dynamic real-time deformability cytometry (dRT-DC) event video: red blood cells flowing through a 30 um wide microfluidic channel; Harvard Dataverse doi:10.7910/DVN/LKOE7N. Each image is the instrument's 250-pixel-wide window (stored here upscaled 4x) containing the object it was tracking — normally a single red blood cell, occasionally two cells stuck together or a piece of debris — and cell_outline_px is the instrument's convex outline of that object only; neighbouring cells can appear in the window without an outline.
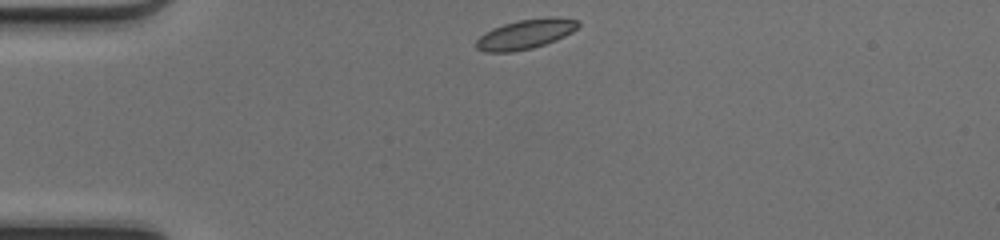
{"species": "common noctule bat (a hibernating species)", "species_latin": "Nyctalus noctula", "temperature_condition": "cold", "stored_images_in_passage": 39, "camera_frame_rate_fps": 3000, "um_per_image_px": 0.085, "animal": {"sex": "female", "body_mass_g": 17.0, "forearm_length_mm": 48.0}, "frame": {"image": 1, "passage_image": 1, "time_ms": 0.0, "image_size_px": [1000, 240], "cell_outline_px": [[580, 24], [572, 32], [556, 40], [532, 48], [512, 52], [484, 52], [476, 48], [476, 40], [484, 32], [492, 28], [504, 24], [520, 20], [552, 16], [556, 16], [580, 20]], "centroid_in_image_um": [44.67, 2.89], "position_along_channel_um": 40.3, "area_um2": 17.69}}
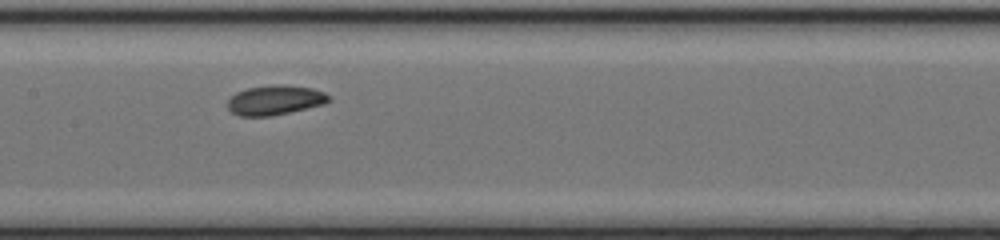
{"frame": {"image": 2, "passage_image": 14, "time_ms": 4.333, "image_size_px": [1000, 240], "cell_outline_px": [[332, 100], [324, 104], [272, 116], [240, 116], [232, 112], [228, 108], [228, 100], [236, 92], [248, 88], [272, 84], [280, 84], [312, 88], [324, 92], [332, 96]], "centroid_in_image_um": [23.41, 8.5], "position_along_channel_um": 184.0, "area_um2": 17.57}}
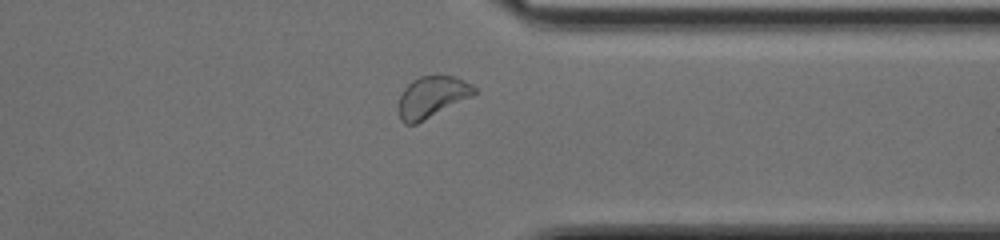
{"frame": {"image": 3, "passage_image": 28, "time_ms": 9.0, "image_size_px": [1000, 240], "cell_outline_px": [[476, 92], [472, 96], [416, 124], [404, 124], [400, 120], [400, 96], [404, 88], [412, 80], [420, 76], [456, 76], [472, 84], [476, 88]], "centroid_in_image_um": [36.73, 8.23], "position_along_channel_um": 374.7, "area_um2": 17.98}, "authors_computed_cell_mechanics": {"area_um2": 17.3978, "velocity_mm_per_s": 4.1514, "shape_relaxation_time_tau1_ms": 3.0061, "shape_relaxation_time_tau2_ms": 1.9215, "deformation_change_tau1": 0.0873, "deformation_change_tau2": 0.0682}}